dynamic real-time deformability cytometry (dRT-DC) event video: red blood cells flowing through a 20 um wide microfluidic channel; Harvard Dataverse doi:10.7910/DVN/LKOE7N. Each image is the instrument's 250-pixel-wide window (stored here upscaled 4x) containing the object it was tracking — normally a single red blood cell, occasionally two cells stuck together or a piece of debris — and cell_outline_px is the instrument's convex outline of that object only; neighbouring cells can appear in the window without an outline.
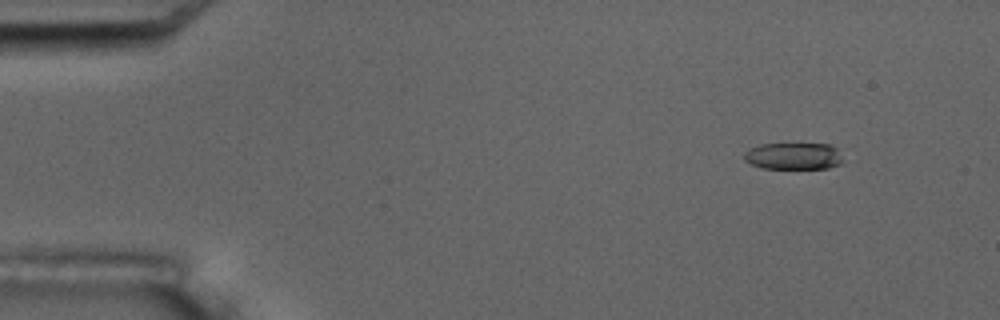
{"species": "common noctule bat (a hibernating species)", "species_latin": "Nyctalus noctula", "temperature_condition": "room temperature", "stored_images_in_passage": 5, "camera_frame_rate_fps": 3000, "um_per_image_px": 0.085, "animal": {"sex": "male", "body_mass_g": 17.5, "forearm_length_mm": 52.3}, "frame": {"image": 1, "passage_image": 2, "time_ms": 1.333, "image_size_px": [1000, 320], "cell_outline_px": [[840, 164], [828, 168], [760, 168], [744, 160], [744, 152], [760, 144], [832, 144], [836, 148], [840, 160]], "centroid_in_image_um": [67.41, 13.26], "position_along_channel_um": 17.6, "area_um2": 15.2}}